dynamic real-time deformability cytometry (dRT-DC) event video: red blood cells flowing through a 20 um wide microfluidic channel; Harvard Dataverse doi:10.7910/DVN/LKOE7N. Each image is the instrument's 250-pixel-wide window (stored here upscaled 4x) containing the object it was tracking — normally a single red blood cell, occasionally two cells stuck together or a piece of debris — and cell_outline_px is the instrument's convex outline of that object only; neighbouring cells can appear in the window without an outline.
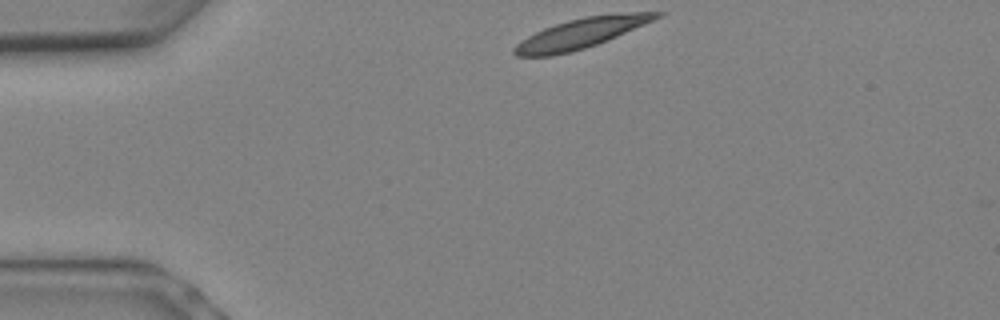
{"species": "Egyptian fruit bat (a non-hibernating species)", "species_latin": "Rousettus aegyptiacus", "temperature_condition": "warm", "stored_images_in_passage": 3, "camera_frame_rate_fps": 3000, "um_per_image_px": 0.085, "animal": {"sex": "female"}, "frame": {"image": 1, "passage_image": 1, "time_ms": 0.0, "image_size_px": [1000, 320], "cell_outline_px": [[664, 12], [660, 16], [644, 24], [616, 36], [596, 44], [584, 48], [552, 56], [516, 56], [512, 52], [512, 48], [520, 40], [544, 28], [568, 20], [584, 16], [616, 12]], "centroid_in_image_um": [49.34, 2.81], "position_along_channel_um": 35.7, "area_um2": 24.62}}